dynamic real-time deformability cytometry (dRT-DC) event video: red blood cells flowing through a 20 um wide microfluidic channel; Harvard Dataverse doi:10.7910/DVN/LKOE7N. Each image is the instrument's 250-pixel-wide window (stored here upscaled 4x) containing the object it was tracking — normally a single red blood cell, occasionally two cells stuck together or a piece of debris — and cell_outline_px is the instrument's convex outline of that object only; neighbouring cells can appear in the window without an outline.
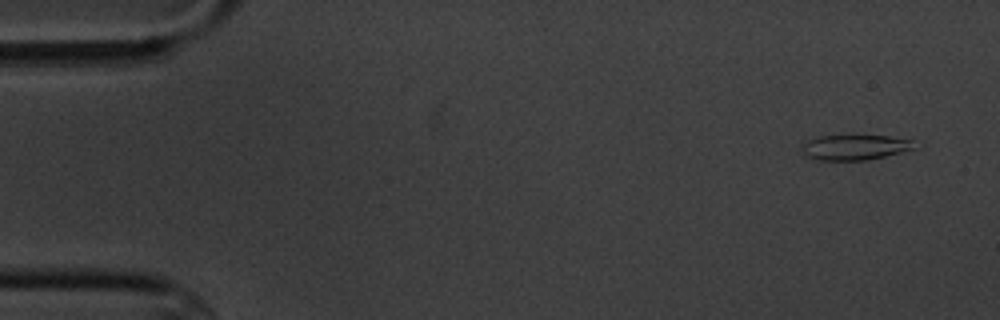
{"species": "common noctule bat (a hibernating species)", "species_latin": "Nyctalus noctula", "temperature_condition": "cold", "stored_images_in_passage": 5, "camera_frame_rate_fps": 3000, "um_per_image_px": 0.085, "animal": {"sex": "male", "body_mass_g": 20.1, "forearm_length_mm": 53.5}, "frame": {"image": 1, "passage_image": 1, "time_ms": 0.0, "image_size_px": [1000, 320], "cell_outline_px": [[924, 144], [916, 148], [868, 160], [816, 160], [800, 156], [800, 144], [808, 140], [820, 136], [852, 132], [888, 136], [912, 140]], "centroid_in_image_um": [72.62, 12.47], "position_along_channel_um": 12.4, "area_um2": 17.98}}
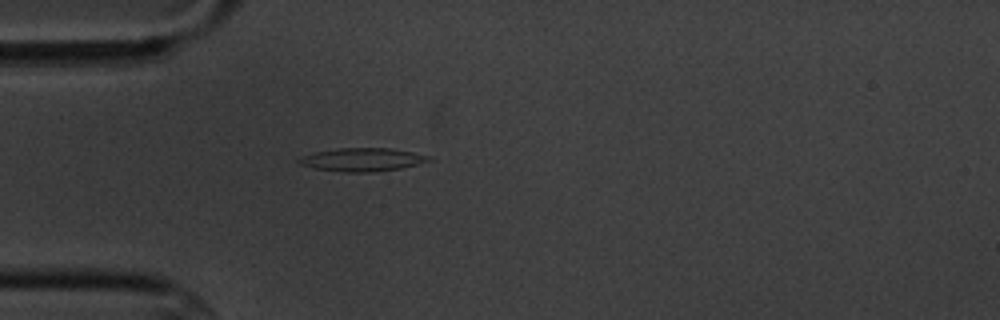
{"frame": {"image": 2, "passage_image": 5, "time_ms": 4.333, "image_size_px": [1000, 320], "cell_outline_px": [[432, 160], [400, 168], [372, 172], [344, 172], [316, 168], [300, 164], [296, 160], [300, 156], [316, 152], [336, 148], [388, 148], [412, 152], [432, 156]], "centroid_in_image_um": [30.78, 13.56], "position_along_channel_um": 54.2, "area_um2": 17.46}}